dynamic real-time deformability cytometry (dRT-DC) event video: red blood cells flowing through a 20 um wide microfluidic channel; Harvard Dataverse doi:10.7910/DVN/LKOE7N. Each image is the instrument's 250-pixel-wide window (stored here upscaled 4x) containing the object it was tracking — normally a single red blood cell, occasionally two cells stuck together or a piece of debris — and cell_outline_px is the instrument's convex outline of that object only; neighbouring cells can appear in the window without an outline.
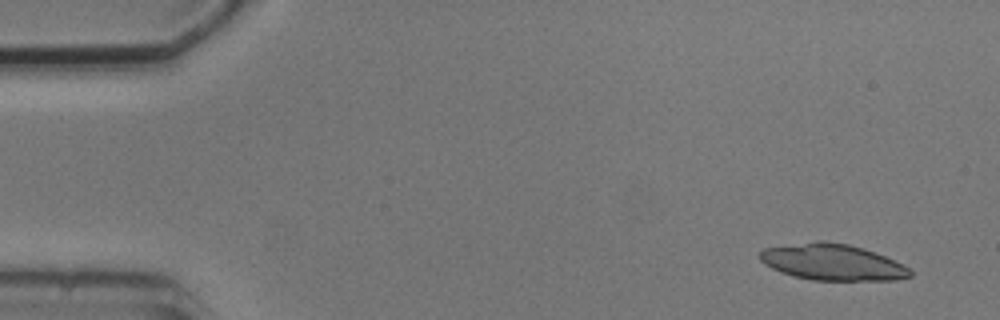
{"species": "common noctule bat (a hibernating species)", "species_latin": "Nyctalus noctula", "temperature_condition": "cold", "stored_images_in_passage": 7, "camera_frame_rate_fps": 3000, "um_per_image_px": 0.085, "animal": {"sex": "male", "body_mass_g": 20.5, "forearm_length_mm": 52.5}, "frame": {"image": 1, "passage_image": 2, "time_ms": 1.0, "image_size_px": [1000, 320], "cell_outline_px": [[912, 276], [896, 280], [812, 280], [792, 276], [780, 272], [764, 264], [760, 260], [760, 252], [764, 248], [816, 240], [824, 240], [848, 244], [864, 248], [904, 264], [912, 272]], "centroid_in_image_um": [70.75, 22.28], "position_along_channel_um": 14.3, "area_um2": 31.91}}
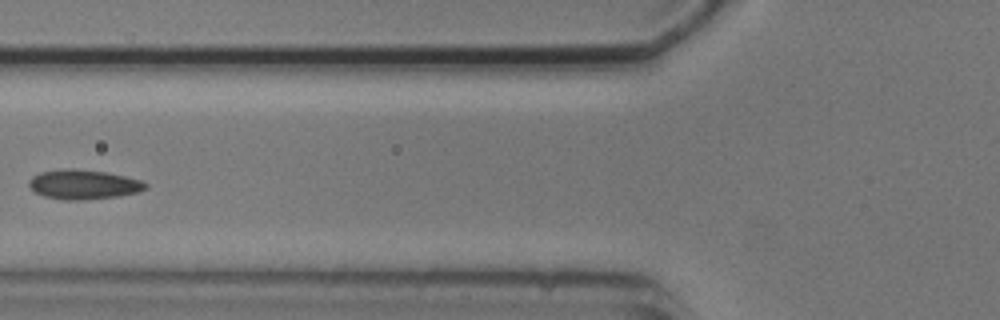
{"frame": {"image": 2, "passage_image": 7, "time_ms": 7.0, "image_size_px": [1000, 320], "cell_outline_px": [[148, 188], [140, 192], [120, 196], [84, 200], [68, 200], [44, 196], [28, 188], [28, 180], [32, 176], [40, 172], [64, 168], [72, 168], [108, 172], [140, 180], [148, 184]], "centroid_in_image_um": [7.1, 15.67], "position_along_channel_um": 118.7, "area_um2": 20.35}}